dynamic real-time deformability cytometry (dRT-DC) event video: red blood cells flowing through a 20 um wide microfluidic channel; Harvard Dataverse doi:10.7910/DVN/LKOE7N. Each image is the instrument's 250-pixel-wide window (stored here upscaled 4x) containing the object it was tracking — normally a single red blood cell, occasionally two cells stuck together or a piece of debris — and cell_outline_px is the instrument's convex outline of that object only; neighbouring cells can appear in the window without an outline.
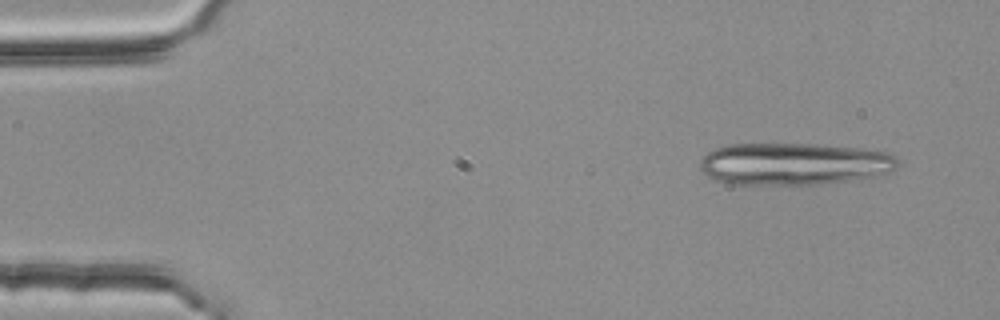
{"species": "common noctule bat (a hibernating species)", "species_latin": "Nyctalus noctula", "temperature_condition": "room temperature", "stored_images_in_passage": 3, "camera_frame_rate_fps": 3000, "um_per_image_px": 0.085, "animal": {"sex": "female", "body_mass_g": 25.1}, "frame": {"image": 1, "passage_image": 1, "time_ms": 0.0, "image_size_px": [1000, 320], "cell_outline_px": [[900, 164], [896, 168], [888, 172], [872, 176], [848, 180], [820, 184], [732, 184], [716, 180], [700, 172], [700, 160], [708, 152], [716, 148], [728, 144], [812, 144], [856, 148], [888, 152], [896, 156], [900, 160]], "centroid_in_image_um": [67.47, 13.92], "position_along_channel_um": 17.5, "area_um2": 48.49}}